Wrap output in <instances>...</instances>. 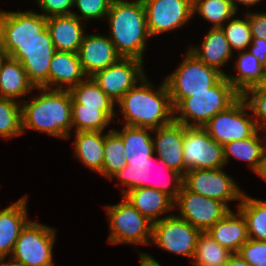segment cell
Returning a JSON list of instances; mask_svg holds the SVG:
<instances>
[{
  "instance_id": "obj_1",
  "label": "cell",
  "mask_w": 266,
  "mask_h": 266,
  "mask_svg": "<svg viewBox=\"0 0 266 266\" xmlns=\"http://www.w3.org/2000/svg\"><path fill=\"white\" fill-rule=\"evenodd\" d=\"M117 105L123 114V120L118 119V122L123 125L154 130L174 120V109L165 80L160 86H155L145 76L125 93Z\"/></svg>"
},
{
  "instance_id": "obj_2",
  "label": "cell",
  "mask_w": 266,
  "mask_h": 266,
  "mask_svg": "<svg viewBox=\"0 0 266 266\" xmlns=\"http://www.w3.org/2000/svg\"><path fill=\"white\" fill-rule=\"evenodd\" d=\"M39 95L20 100L22 133L35 130L61 139L71 138L72 97L69 90L36 87ZM29 101V102H28Z\"/></svg>"
},
{
  "instance_id": "obj_3",
  "label": "cell",
  "mask_w": 266,
  "mask_h": 266,
  "mask_svg": "<svg viewBox=\"0 0 266 266\" xmlns=\"http://www.w3.org/2000/svg\"><path fill=\"white\" fill-rule=\"evenodd\" d=\"M109 38L122 58H136L144 62V51L151 38L142 0H112L105 18Z\"/></svg>"
},
{
  "instance_id": "obj_4",
  "label": "cell",
  "mask_w": 266,
  "mask_h": 266,
  "mask_svg": "<svg viewBox=\"0 0 266 266\" xmlns=\"http://www.w3.org/2000/svg\"><path fill=\"white\" fill-rule=\"evenodd\" d=\"M240 97L241 94L223 76L206 92L193 93V96L184 98L174 108V121L186 127H203L217 113L228 109Z\"/></svg>"
},
{
  "instance_id": "obj_5",
  "label": "cell",
  "mask_w": 266,
  "mask_h": 266,
  "mask_svg": "<svg viewBox=\"0 0 266 266\" xmlns=\"http://www.w3.org/2000/svg\"><path fill=\"white\" fill-rule=\"evenodd\" d=\"M175 71L164 78L173 109L193 93L206 92L224 75L198 60L188 50Z\"/></svg>"
},
{
  "instance_id": "obj_6",
  "label": "cell",
  "mask_w": 266,
  "mask_h": 266,
  "mask_svg": "<svg viewBox=\"0 0 266 266\" xmlns=\"http://www.w3.org/2000/svg\"><path fill=\"white\" fill-rule=\"evenodd\" d=\"M110 225L108 242L111 244L149 245L153 223L145 218L127 199L106 206Z\"/></svg>"
},
{
  "instance_id": "obj_7",
  "label": "cell",
  "mask_w": 266,
  "mask_h": 266,
  "mask_svg": "<svg viewBox=\"0 0 266 266\" xmlns=\"http://www.w3.org/2000/svg\"><path fill=\"white\" fill-rule=\"evenodd\" d=\"M55 228L29 221L21 230L10 260L23 266H54Z\"/></svg>"
},
{
  "instance_id": "obj_8",
  "label": "cell",
  "mask_w": 266,
  "mask_h": 266,
  "mask_svg": "<svg viewBox=\"0 0 266 266\" xmlns=\"http://www.w3.org/2000/svg\"><path fill=\"white\" fill-rule=\"evenodd\" d=\"M154 156L155 155L151 156L147 160L127 161V165L110 178V180H120L116 186L123 185L121 186L123 188L121 190L122 196L132 189L147 187L160 190L169 195L173 200L176 199L183 186V175L178 171L171 169L163 159L158 158L162 167V169H160L163 171L165 169L168 173L167 175L171 178L170 181H164L165 183L160 182L156 184L151 182V169L154 167L152 166Z\"/></svg>"
},
{
  "instance_id": "obj_9",
  "label": "cell",
  "mask_w": 266,
  "mask_h": 266,
  "mask_svg": "<svg viewBox=\"0 0 266 266\" xmlns=\"http://www.w3.org/2000/svg\"><path fill=\"white\" fill-rule=\"evenodd\" d=\"M246 101L240 97L228 109L217 113L203 128L221 145L253 136L258 128Z\"/></svg>"
},
{
  "instance_id": "obj_10",
  "label": "cell",
  "mask_w": 266,
  "mask_h": 266,
  "mask_svg": "<svg viewBox=\"0 0 266 266\" xmlns=\"http://www.w3.org/2000/svg\"><path fill=\"white\" fill-rule=\"evenodd\" d=\"M183 160L188 170L225 167L223 145L215 141L203 127L183 125Z\"/></svg>"
},
{
  "instance_id": "obj_11",
  "label": "cell",
  "mask_w": 266,
  "mask_h": 266,
  "mask_svg": "<svg viewBox=\"0 0 266 266\" xmlns=\"http://www.w3.org/2000/svg\"><path fill=\"white\" fill-rule=\"evenodd\" d=\"M201 231L175 214L153 224L152 244L176 255L193 259Z\"/></svg>"
},
{
  "instance_id": "obj_12",
  "label": "cell",
  "mask_w": 266,
  "mask_h": 266,
  "mask_svg": "<svg viewBox=\"0 0 266 266\" xmlns=\"http://www.w3.org/2000/svg\"><path fill=\"white\" fill-rule=\"evenodd\" d=\"M223 168L188 170L183 176V186L195 194L221 201L230 208L228 202H240L244 191Z\"/></svg>"
},
{
  "instance_id": "obj_13",
  "label": "cell",
  "mask_w": 266,
  "mask_h": 266,
  "mask_svg": "<svg viewBox=\"0 0 266 266\" xmlns=\"http://www.w3.org/2000/svg\"><path fill=\"white\" fill-rule=\"evenodd\" d=\"M55 52L50 32L46 29L35 41L15 42V51L10 57L21 62L35 87L48 89L50 62Z\"/></svg>"
},
{
  "instance_id": "obj_14",
  "label": "cell",
  "mask_w": 266,
  "mask_h": 266,
  "mask_svg": "<svg viewBox=\"0 0 266 266\" xmlns=\"http://www.w3.org/2000/svg\"><path fill=\"white\" fill-rule=\"evenodd\" d=\"M176 207L179 214L175 215L201 232H207L231 210L225 203L195 194L184 186L174 200Z\"/></svg>"
},
{
  "instance_id": "obj_15",
  "label": "cell",
  "mask_w": 266,
  "mask_h": 266,
  "mask_svg": "<svg viewBox=\"0 0 266 266\" xmlns=\"http://www.w3.org/2000/svg\"><path fill=\"white\" fill-rule=\"evenodd\" d=\"M144 62L136 58H120L116 63L95 72L91 78L115 103L146 76Z\"/></svg>"
},
{
  "instance_id": "obj_16",
  "label": "cell",
  "mask_w": 266,
  "mask_h": 266,
  "mask_svg": "<svg viewBox=\"0 0 266 266\" xmlns=\"http://www.w3.org/2000/svg\"><path fill=\"white\" fill-rule=\"evenodd\" d=\"M151 37L186 25L193 17V0H142Z\"/></svg>"
},
{
  "instance_id": "obj_17",
  "label": "cell",
  "mask_w": 266,
  "mask_h": 266,
  "mask_svg": "<svg viewBox=\"0 0 266 266\" xmlns=\"http://www.w3.org/2000/svg\"><path fill=\"white\" fill-rule=\"evenodd\" d=\"M2 48L10 56L15 42H30L47 29V18L33 10L22 12L1 10Z\"/></svg>"
},
{
  "instance_id": "obj_18",
  "label": "cell",
  "mask_w": 266,
  "mask_h": 266,
  "mask_svg": "<svg viewBox=\"0 0 266 266\" xmlns=\"http://www.w3.org/2000/svg\"><path fill=\"white\" fill-rule=\"evenodd\" d=\"M83 71L88 77L122 58L106 34H85L78 52Z\"/></svg>"
},
{
  "instance_id": "obj_19",
  "label": "cell",
  "mask_w": 266,
  "mask_h": 266,
  "mask_svg": "<svg viewBox=\"0 0 266 266\" xmlns=\"http://www.w3.org/2000/svg\"><path fill=\"white\" fill-rule=\"evenodd\" d=\"M153 133L156 135L152 138L156 157L184 176L183 124L173 120L168 125L154 129Z\"/></svg>"
},
{
  "instance_id": "obj_20",
  "label": "cell",
  "mask_w": 266,
  "mask_h": 266,
  "mask_svg": "<svg viewBox=\"0 0 266 266\" xmlns=\"http://www.w3.org/2000/svg\"><path fill=\"white\" fill-rule=\"evenodd\" d=\"M27 197L26 194L6 208L0 209V259L12 255L21 230L30 221Z\"/></svg>"
},
{
  "instance_id": "obj_21",
  "label": "cell",
  "mask_w": 266,
  "mask_h": 266,
  "mask_svg": "<svg viewBox=\"0 0 266 266\" xmlns=\"http://www.w3.org/2000/svg\"><path fill=\"white\" fill-rule=\"evenodd\" d=\"M87 77L81 66L78 53L65 51L54 53L50 62L48 89L70 90Z\"/></svg>"
},
{
  "instance_id": "obj_22",
  "label": "cell",
  "mask_w": 266,
  "mask_h": 266,
  "mask_svg": "<svg viewBox=\"0 0 266 266\" xmlns=\"http://www.w3.org/2000/svg\"><path fill=\"white\" fill-rule=\"evenodd\" d=\"M84 23L73 14L47 18V29L56 51L78 53L86 34Z\"/></svg>"
},
{
  "instance_id": "obj_23",
  "label": "cell",
  "mask_w": 266,
  "mask_h": 266,
  "mask_svg": "<svg viewBox=\"0 0 266 266\" xmlns=\"http://www.w3.org/2000/svg\"><path fill=\"white\" fill-rule=\"evenodd\" d=\"M202 40L201 46L189 45L187 50L198 60L217 69L225 76L227 73L221 67L223 68L234 55L222 28L210 27Z\"/></svg>"
},
{
  "instance_id": "obj_24",
  "label": "cell",
  "mask_w": 266,
  "mask_h": 266,
  "mask_svg": "<svg viewBox=\"0 0 266 266\" xmlns=\"http://www.w3.org/2000/svg\"><path fill=\"white\" fill-rule=\"evenodd\" d=\"M123 197L153 224L162 218L171 216L168 212L175 210L174 200L166 193L154 188L132 189ZM164 214L165 217H161Z\"/></svg>"
},
{
  "instance_id": "obj_25",
  "label": "cell",
  "mask_w": 266,
  "mask_h": 266,
  "mask_svg": "<svg viewBox=\"0 0 266 266\" xmlns=\"http://www.w3.org/2000/svg\"><path fill=\"white\" fill-rule=\"evenodd\" d=\"M207 233L231 253H238L240 247L249 240L246 220L238 209L236 213L230 210Z\"/></svg>"
},
{
  "instance_id": "obj_26",
  "label": "cell",
  "mask_w": 266,
  "mask_h": 266,
  "mask_svg": "<svg viewBox=\"0 0 266 266\" xmlns=\"http://www.w3.org/2000/svg\"><path fill=\"white\" fill-rule=\"evenodd\" d=\"M104 131L74 132V156L92 172L102 176L104 161Z\"/></svg>"
},
{
  "instance_id": "obj_27",
  "label": "cell",
  "mask_w": 266,
  "mask_h": 266,
  "mask_svg": "<svg viewBox=\"0 0 266 266\" xmlns=\"http://www.w3.org/2000/svg\"><path fill=\"white\" fill-rule=\"evenodd\" d=\"M36 90L20 61L8 56L0 70V98L18 100Z\"/></svg>"
},
{
  "instance_id": "obj_28",
  "label": "cell",
  "mask_w": 266,
  "mask_h": 266,
  "mask_svg": "<svg viewBox=\"0 0 266 266\" xmlns=\"http://www.w3.org/2000/svg\"><path fill=\"white\" fill-rule=\"evenodd\" d=\"M238 56L233 66L237 73L226 74V79L242 95L247 89L261 86L265 80L264 66L248 50L237 52Z\"/></svg>"
},
{
  "instance_id": "obj_29",
  "label": "cell",
  "mask_w": 266,
  "mask_h": 266,
  "mask_svg": "<svg viewBox=\"0 0 266 266\" xmlns=\"http://www.w3.org/2000/svg\"><path fill=\"white\" fill-rule=\"evenodd\" d=\"M113 130L122 138L126 161L147 160L155 154L152 129L123 125L122 130Z\"/></svg>"
},
{
  "instance_id": "obj_30",
  "label": "cell",
  "mask_w": 266,
  "mask_h": 266,
  "mask_svg": "<svg viewBox=\"0 0 266 266\" xmlns=\"http://www.w3.org/2000/svg\"><path fill=\"white\" fill-rule=\"evenodd\" d=\"M72 97V104H82L84 107L99 108L112 121L119 116L115 111V102L109 98L91 78L87 77L75 87L69 90Z\"/></svg>"
},
{
  "instance_id": "obj_31",
  "label": "cell",
  "mask_w": 266,
  "mask_h": 266,
  "mask_svg": "<svg viewBox=\"0 0 266 266\" xmlns=\"http://www.w3.org/2000/svg\"><path fill=\"white\" fill-rule=\"evenodd\" d=\"M259 132L258 130L249 138L225 144L223 146L225 166L230 162V157H233L234 159L247 162V166L255 173L265 151V145Z\"/></svg>"
},
{
  "instance_id": "obj_32",
  "label": "cell",
  "mask_w": 266,
  "mask_h": 266,
  "mask_svg": "<svg viewBox=\"0 0 266 266\" xmlns=\"http://www.w3.org/2000/svg\"><path fill=\"white\" fill-rule=\"evenodd\" d=\"M236 207L246 220L248 237L266 242V200L253 198L244 192Z\"/></svg>"
},
{
  "instance_id": "obj_33",
  "label": "cell",
  "mask_w": 266,
  "mask_h": 266,
  "mask_svg": "<svg viewBox=\"0 0 266 266\" xmlns=\"http://www.w3.org/2000/svg\"><path fill=\"white\" fill-rule=\"evenodd\" d=\"M231 252L222 247L207 232H201L197 239L191 263L195 266H224Z\"/></svg>"
},
{
  "instance_id": "obj_34",
  "label": "cell",
  "mask_w": 266,
  "mask_h": 266,
  "mask_svg": "<svg viewBox=\"0 0 266 266\" xmlns=\"http://www.w3.org/2000/svg\"><path fill=\"white\" fill-rule=\"evenodd\" d=\"M193 17L198 14L213 24L211 27H222L238 12L231 0H193Z\"/></svg>"
},
{
  "instance_id": "obj_35",
  "label": "cell",
  "mask_w": 266,
  "mask_h": 266,
  "mask_svg": "<svg viewBox=\"0 0 266 266\" xmlns=\"http://www.w3.org/2000/svg\"><path fill=\"white\" fill-rule=\"evenodd\" d=\"M112 120L99 108L72 104V129L79 131H104Z\"/></svg>"
},
{
  "instance_id": "obj_36",
  "label": "cell",
  "mask_w": 266,
  "mask_h": 266,
  "mask_svg": "<svg viewBox=\"0 0 266 266\" xmlns=\"http://www.w3.org/2000/svg\"><path fill=\"white\" fill-rule=\"evenodd\" d=\"M127 165L122 138L110 129L105 134L102 176L109 179Z\"/></svg>"
},
{
  "instance_id": "obj_37",
  "label": "cell",
  "mask_w": 266,
  "mask_h": 266,
  "mask_svg": "<svg viewBox=\"0 0 266 266\" xmlns=\"http://www.w3.org/2000/svg\"><path fill=\"white\" fill-rule=\"evenodd\" d=\"M235 16L221 27L233 53V50L236 52L247 50L252 41L249 9L245 10V18H236Z\"/></svg>"
},
{
  "instance_id": "obj_38",
  "label": "cell",
  "mask_w": 266,
  "mask_h": 266,
  "mask_svg": "<svg viewBox=\"0 0 266 266\" xmlns=\"http://www.w3.org/2000/svg\"><path fill=\"white\" fill-rule=\"evenodd\" d=\"M22 134L21 104L13 99L0 98V137L10 139Z\"/></svg>"
},
{
  "instance_id": "obj_39",
  "label": "cell",
  "mask_w": 266,
  "mask_h": 266,
  "mask_svg": "<svg viewBox=\"0 0 266 266\" xmlns=\"http://www.w3.org/2000/svg\"><path fill=\"white\" fill-rule=\"evenodd\" d=\"M241 97L246 101L259 130L266 125V91L256 86L247 89Z\"/></svg>"
},
{
  "instance_id": "obj_40",
  "label": "cell",
  "mask_w": 266,
  "mask_h": 266,
  "mask_svg": "<svg viewBox=\"0 0 266 266\" xmlns=\"http://www.w3.org/2000/svg\"><path fill=\"white\" fill-rule=\"evenodd\" d=\"M111 2L112 0H74L73 7L77 8L80 14H77L75 11L72 14L86 23L90 19H105Z\"/></svg>"
},
{
  "instance_id": "obj_41",
  "label": "cell",
  "mask_w": 266,
  "mask_h": 266,
  "mask_svg": "<svg viewBox=\"0 0 266 266\" xmlns=\"http://www.w3.org/2000/svg\"><path fill=\"white\" fill-rule=\"evenodd\" d=\"M252 266H266V242L250 239L238 251Z\"/></svg>"
},
{
  "instance_id": "obj_42",
  "label": "cell",
  "mask_w": 266,
  "mask_h": 266,
  "mask_svg": "<svg viewBox=\"0 0 266 266\" xmlns=\"http://www.w3.org/2000/svg\"><path fill=\"white\" fill-rule=\"evenodd\" d=\"M36 3L45 18L73 13L74 0H37Z\"/></svg>"
},
{
  "instance_id": "obj_43",
  "label": "cell",
  "mask_w": 266,
  "mask_h": 266,
  "mask_svg": "<svg viewBox=\"0 0 266 266\" xmlns=\"http://www.w3.org/2000/svg\"><path fill=\"white\" fill-rule=\"evenodd\" d=\"M249 24L252 37L264 39L266 41V12H250Z\"/></svg>"
},
{
  "instance_id": "obj_44",
  "label": "cell",
  "mask_w": 266,
  "mask_h": 266,
  "mask_svg": "<svg viewBox=\"0 0 266 266\" xmlns=\"http://www.w3.org/2000/svg\"><path fill=\"white\" fill-rule=\"evenodd\" d=\"M247 50L264 66L266 63V41L264 39L252 37L251 44Z\"/></svg>"
},
{
  "instance_id": "obj_45",
  "label": "cell",
  "mask_w": 266,
  "mask_h": 266,
  "mask_svg": "<svg viewBox=\"0 0 266 266\" xmlns=\"http://www.w3.org/2000/svg\"><path fill=\"white\" fill-rule=\"evenodd\" d=\"M224 266H252L239 253H232Z\"/></svg>"
},
{
  "instance_id": "obj_46",
  "label": "cell",
  "mask_w": 266,
  "mask_h": 266,
  "mask_svg": "<svg viewBox=\"0 0 266 266\" xmlns=\"http://www.w3.org/2000/svg\"><path fill=\"white\" fill-rule=\"evenodd\" d=\"M139 253L140 266H162L152 255L148 253Z\"/></svg>"
},
{
  "instance_id": "obj_47",
  "label": "cell",
  "mask_w": 266,
  "mask_h": 266,
  "mask_svg": "<svg viewBox=\"0 0 266 266\" xmlns=\"http://www.w3.org/2000/svg\"><path fill=\"white\" fill-rule=\"evenodd\" d=\"M232 1V4L235 8V10L238 12V5L237 3H240V5H245V6H248L251 7V6H254V5H258V3H261V1L263 0H231Z\"/></svg>"
},
{
  "instance_id": "obj_48",
  "label": "cell",
  "mask_w": 266,
  "mask_h": 266,
  "mask_svg": "<svg viewBox=\"0 0 266 266\" xmlns=\"http://www.w3.org/2000/svg\"><path fill=\"white\" fill-rule=\"evenodd\" d=\"M255 173L266 181V150L264 151L262 160L260 161V165Z\"/></svg>"
},
{
  "instance_id": "obj_49",
  "label": "cell",
  "mask_w": 266,
  "mask_h": 266,
  "mask_svg": "<svg viewBox=\"0 0 266 266\" xmlns=\"http://www.w3.org/2000/svg\"><path fill=\"white\" fill-rule=\"evenodd\" d=\"M0 266H23V265L14 263L10 259L8 261H7V259H0Z\"/></svg>"
},
{
  "instance_id": "obj_50",
  "label": "cell",
  "mask_w": 266,
  "mask_h": 266,
  "mask_svg": "<svg viewBox=\"0 0 266 266\" xmlns=\"http://www.w3.org/2000/svg\"><path fill=\"white\" fill-rule=\"evenodd\" d=\"M8 56L9 55L7 54V52L3 48L0 49V70H1V67H2L4 61L6 60V58Z\"/></svg>"
},
{
  "instance_id": "obj_51",
  "label": "cell",
  "mask_w": 266,
  "mask_h": 266,
  "mask_svg": "<svg viewBox=\"0 0 266 266\" xmlns=\"http://www.w3.org/2000/svg\"><path fill=\"white\" fill-rule=\"evenodd\" d=\"M262 130H263V132H265V133H263L264 136L262 137V139H263V143H264V145H266V125L262 126V127L259 129V131H261V132H262ZM264 148H265V150H266V146H264Z\"/></svg>"
},
{
  "instance_id": "obj_52",
  "label": "cell",
  "mask_w": 266,
  "mask_h": 266,
  "mask_svg": "<svg viewBox=\"0 0 266 266\" xmlns=\"http://www.w3.org/2000/svg\"><path fill=\"white\" fill-rule=\"evenodd\" d=\"M0 49H2V26H1V10H0Z\"/></svg>"
},
{
  "instance_id": "obj_53",
  "label": "cell",
  "mask_w": 266,
  "mask_h": 266,
  "mask_svg": "<svg viewBox=\"0 0 266 266\" xmlns=\"http://www.w3.org/2000/svg\"><path fill=\"white\" fill-rule=\"evenodd\" d=\"M261 87L266 91V77H265L264 83L261 85Z\"/></svg>"
},
{
  "instance_id": "obj_54",
  "label": "cell",
  "mask_w": 266,
  "mask_h": 266,
  "mask_svg": "<svg viewBox=\"0 0 266 266\" xmlns=\"http://www.w3.org/2000/svg\"><path fill=\"white\" fill-rule=\"evenodd\" d=\"M264 72H265V76H266V63L264 64Z\"/></svg>"
}]
</instances>
